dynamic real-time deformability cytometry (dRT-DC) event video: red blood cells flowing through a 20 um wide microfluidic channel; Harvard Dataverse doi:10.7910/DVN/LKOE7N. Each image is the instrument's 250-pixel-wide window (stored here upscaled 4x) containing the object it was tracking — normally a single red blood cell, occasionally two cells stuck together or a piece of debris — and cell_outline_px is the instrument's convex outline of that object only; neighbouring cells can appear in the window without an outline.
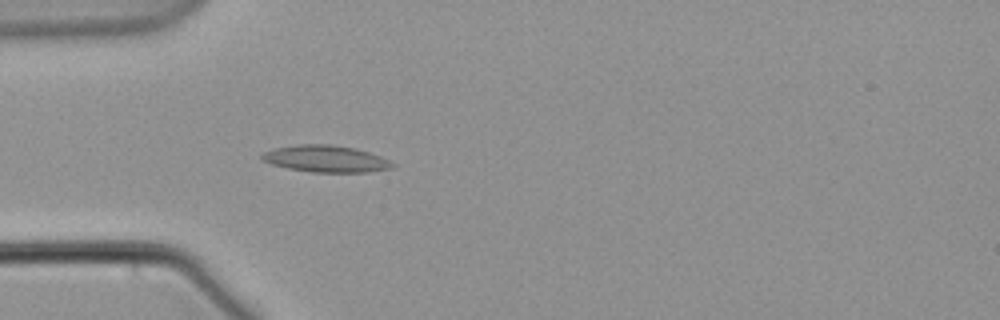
{"species": "common noctule bat (a hibernating species)", "species_latin": "Nyctalus noctula", "temperature_condition": "warm", "stored_images_in_passage": 58, "camera_frame_rate_fps": 3000, "um_per_image_px": 0.085, "animal": {"sex": "male", "body_mass_g": 21.5, "forearm_length_mm": 52.0}, "frame": {"image": 1, "passage_image": 18, "time_ms": 5.667, "image_size_px": [1000, 320], "cell_outline_px": [[396, 164], [392, 168], [368, 172], [312, 172], [288, 168], [272, 164], [260, 160], [260, 156], [264, 152], [276, 148], [300, 144], [332, 144], [356, 148], [380, 156]], "centroid_in_image_um": [27.69, 13.49], "position_along_channel_um": 57.3, "area_um2": 20.35}}
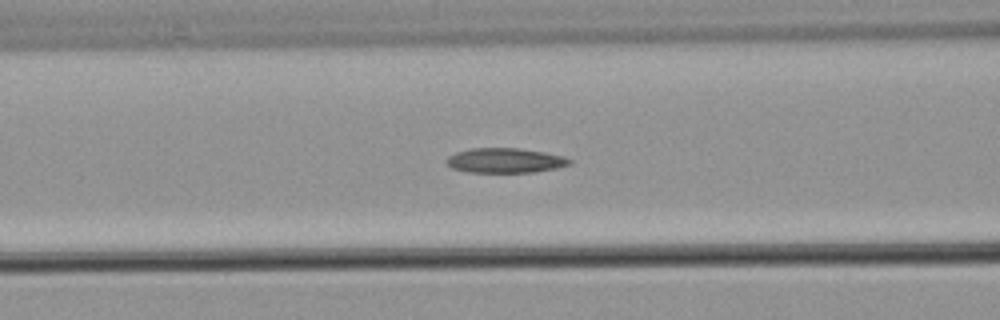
{"frame": {"image": 2, "passage_image": 24, "time_ms": 7.667, "image_size_px": [1000, 320], "cell_outline_px": [[572, 164], [556, 168], [536, 172], [468, 172], [452, 168], [444, 160], [448, 156], [456, 152], [472, 148], [516, 148], [544, 152], [564, 156], [572, 160]], "centroid_in_image_um": [42.94, 13.64], "position_along_channel_um": 123.7, "area_um2": 17.8}}
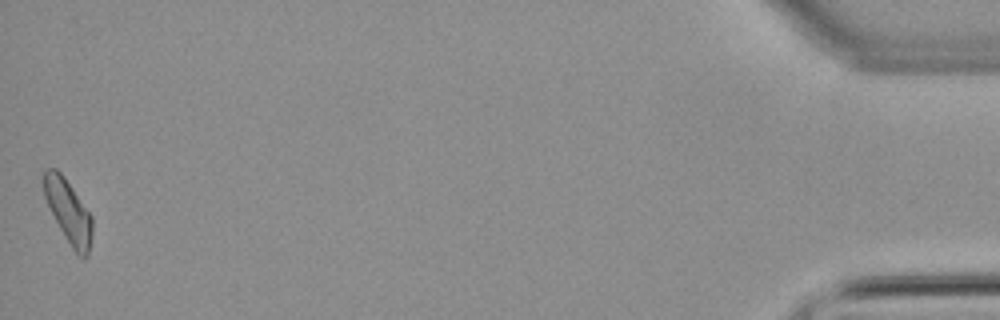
{"frame": {"image": 3, "passage_image": 58, "time_ms": 19.0, "image_size_px": [1000, 320], "cell_outline_px": [[92, 236], [88, 256], [84, 260], [76, 256], [60, 228], [44, 196], [44, 168], [56, 168], [64, 176], [92, 216]], "centroid_in_image_um": [5.84, 18.02], "position_along_channel_um": 429.4, "area_um2": 17.8}}